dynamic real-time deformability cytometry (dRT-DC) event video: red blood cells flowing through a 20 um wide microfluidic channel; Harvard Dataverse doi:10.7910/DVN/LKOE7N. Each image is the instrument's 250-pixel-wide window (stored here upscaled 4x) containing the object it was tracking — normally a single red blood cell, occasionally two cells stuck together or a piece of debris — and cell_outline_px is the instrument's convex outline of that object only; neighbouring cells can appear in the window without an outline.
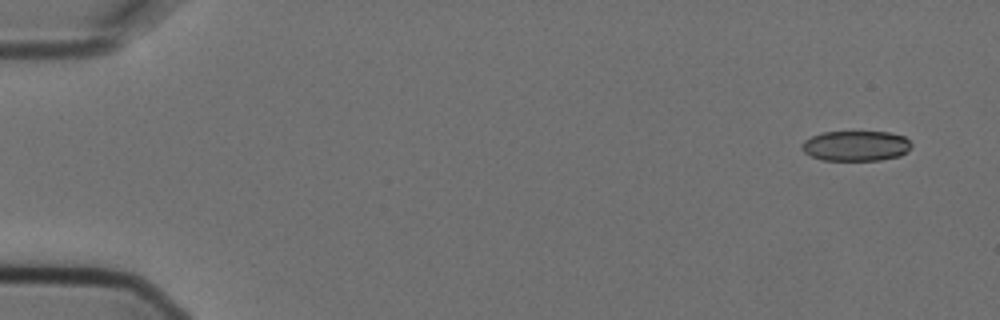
{"species": "Egyptian fruit bat (a non-hibernating species)", "species_latin": "Rousettus aegyptiacus", "temperature_condition": "cold", "stored_images_in_passage": 9, "camera_frame_rate_fps": 3000, "um_per_image_px": 0.085, "animal": {"sex": "female"}, "frame": {"image": 1, "passage_image": 2, "time_ms": 0.333, "image_size_px": [1000, 320], "cell_outline_px": [[912, 148], [908, 152], [900, 156], [880, 160], [824, 160], [812, 156], [804, 152], [800, 148], [800, 144], [804, 140], [812, 136], [824, 132], [888, 132], [904, 136], [912, 144]], "centroid_in_image_um": [72.77, 12.4], "position_along_channel_um": 12.2, "area_um2": 19.42}}
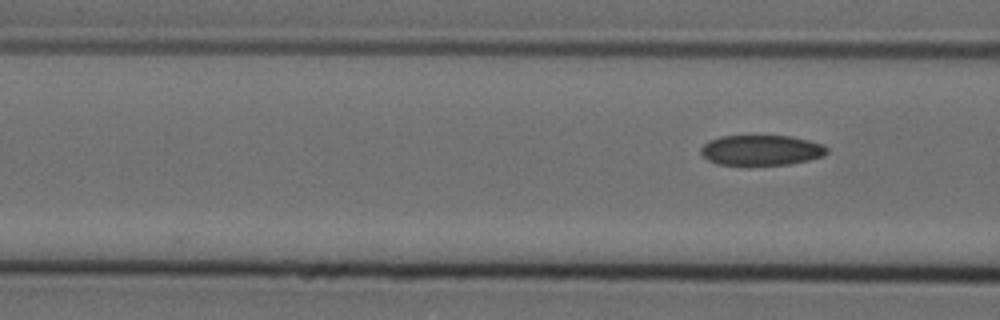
{"frame": {"image": 2, "passage_image": 9, "time_ms": 2.667, "image_size_px": [1000, 320], "cell_outline_px": [[828, 152], [824, 156], [808, 160], [788, 164], [748, 168], [716, 164], [708, 160], [700, 152], [700, 148], [708, 140], [720, 136], [792, 136], [824, 144], [828, 148]], "centroid_in_image_um": [64.68, 12.81], "position_along_channel_um": 101.9, "area_um2": 23.24}}